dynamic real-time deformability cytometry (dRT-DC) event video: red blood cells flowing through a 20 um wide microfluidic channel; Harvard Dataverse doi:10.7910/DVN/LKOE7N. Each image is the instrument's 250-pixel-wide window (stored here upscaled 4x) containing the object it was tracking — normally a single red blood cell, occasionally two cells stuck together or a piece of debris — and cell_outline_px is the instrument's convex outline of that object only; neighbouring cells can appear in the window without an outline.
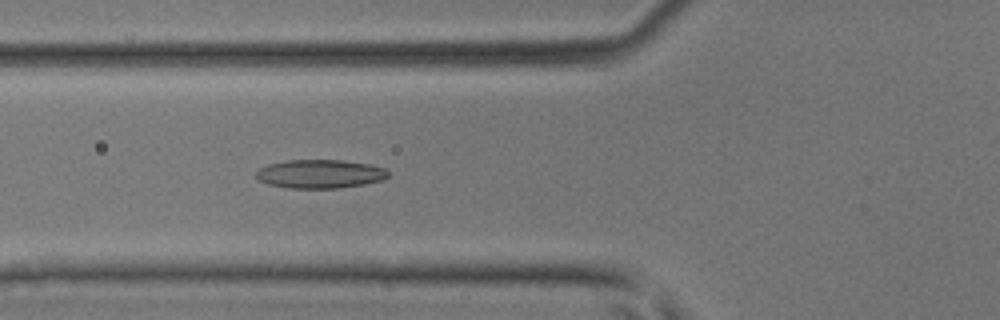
{"species": "common noctule bat (a hibernating species)", "species_latin": "Nyctalus noctula", "temperature_condition": "room temperature", "stored_images_in_passage": 46, "camera_frame_rate_fps": 3000, "um_per_image_px": 0.085, "animal": {"sex": "male", "body_mass_g": 17.9, "forearm_length_mm": 54.2}, "frame": {"image": 1, "passage_image": 19, "time_ms": 6.0, "image_size_px": [1000, 320], "cell_outline_px": [[388, 176], [384, 180], [364, 184], [336, 188], [288, 188], [268, 184], [260, 180], [256, 176], [256, 172], [260, 168], [268, 164], [288, 160], [344, 160], [372, 164], [384, 168], [388, 172]], "centroid_in_image_um": [27.23, 14.78], "position_along_channel_um": 98.6, "area_um2": 22.08}}
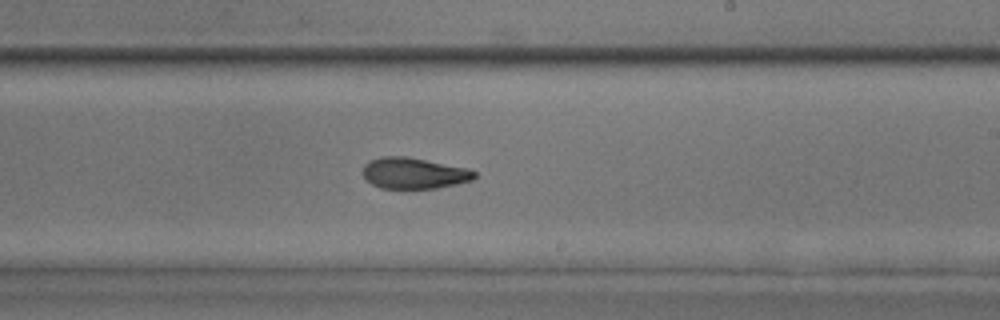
{"frame": {"image": 2, "passage_image": 30, "time_ms": 9.667, "image_size_px": [1000, 320], "cell_outline_px": [[476, 176], [472, 180], [456, 184], [436, 188], [380, 188], [372, 184], [364, 176], [364, 164], [368, 160], [380, 156], [408, 156], [468, 168], [476, 172]], "centroid_in_image_um": [35.18, 14.7], "position_along_channel_um": 253.8, "area_um2": 20.29}}
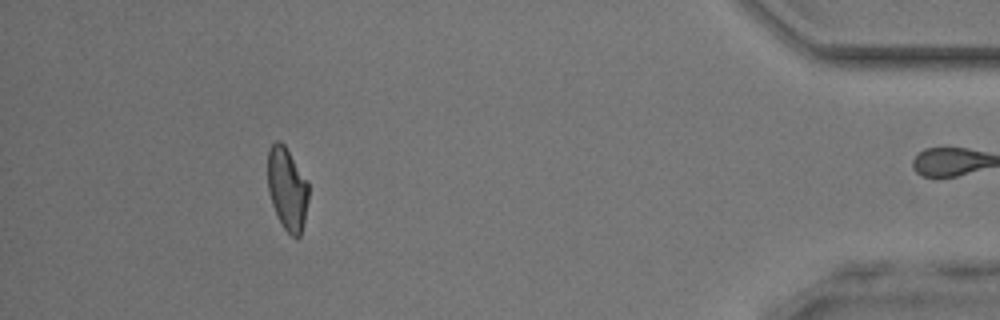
{"frame": {"image": 3, "passage_image": 45, "time_ms": 14.667, "image_size_px": [1000, 320], "cell_outline_px": [[308, 200], [304, 220], [300, 236], [296, 240], [284, 228], [272, 204], [268, 192], [268, 148], [276, 140], [280, 140], [284, 144], [308, 180]], "centroid_in_image_um": [24.41, 16.02], "position_along_channel_um": 410.8, "area_um2": 19.71}, "authors_computed_cell_mechanics": {"area_um2": 20.8369, "velocity_mm_per_s": 4.2416, "shape_relaxation_time_tau1_ms": null, "shape_relaxation_time_tau2_ms": 2.4747, "deformation_change_tau1": null, "deformation_change_tau2": 0.0939}}